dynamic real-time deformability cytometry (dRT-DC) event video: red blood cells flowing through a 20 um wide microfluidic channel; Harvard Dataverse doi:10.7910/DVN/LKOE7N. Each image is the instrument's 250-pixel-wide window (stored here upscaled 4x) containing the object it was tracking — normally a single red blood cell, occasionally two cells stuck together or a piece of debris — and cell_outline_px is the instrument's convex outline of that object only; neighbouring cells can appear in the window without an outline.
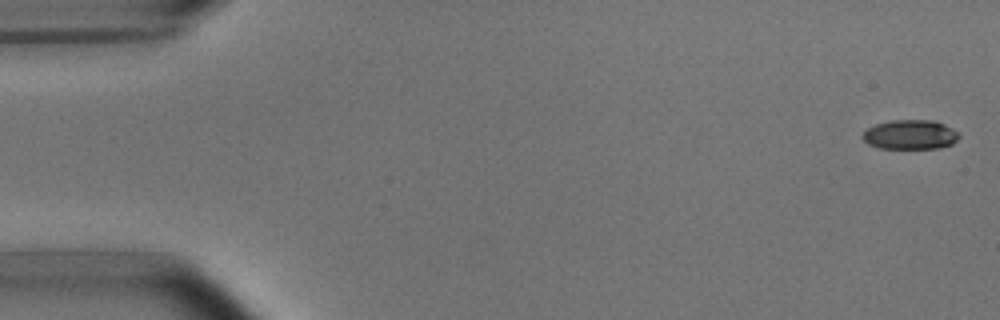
{"species": "common noctule bat (a hibernating species)", "species_latin": "Nyctalus noctula", "temperature_condition": "room temperature", "stored_images_in_passage": 3, "camera_frame_rate_fps": 3000, "um_per_image_px": 0.085, "animal": {"sex": "male", "body_mass_g": 15.6}, "frame": {"image": 1, "passage_image": 1, "time_ms": 0.0, "image_size_px": [1000, 320], "cell_outline_px": [[960, 136], [952, 144], [940, 148], [880, 148], [868, 144], [860, 136], [868, 128], [876, 124], [892, 120], [932, 120], [944, 124], [952, 128]], "centroid_in_image_um": [77.36, 11.44], "position_along_channel_um": 7.6, "area_um2": 16.47}}